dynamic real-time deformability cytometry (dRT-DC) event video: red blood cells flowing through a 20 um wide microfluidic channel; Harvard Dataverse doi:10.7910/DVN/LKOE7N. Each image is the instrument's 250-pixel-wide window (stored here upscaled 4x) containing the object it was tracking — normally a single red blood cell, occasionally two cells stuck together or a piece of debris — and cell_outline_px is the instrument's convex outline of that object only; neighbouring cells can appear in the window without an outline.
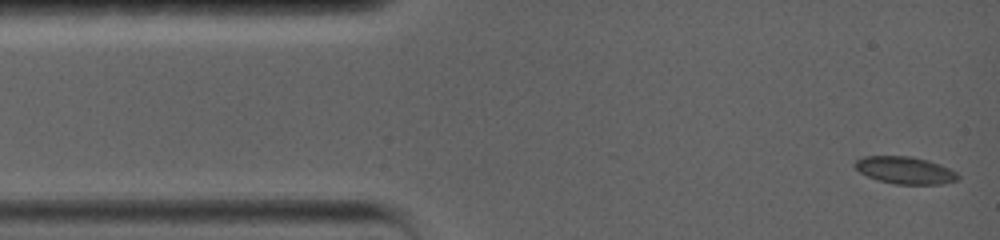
{"species": "common noctule bat (a hibernating species)", "species_latin": "Nyctalus noctula", "temperature_condition": "warm", "stored_images_in_passage": 38, "camera_frame_rate_fps": 5000, "um_per_image_px": 0.085, "animal": {"sex": "female", "body_mass_g": 19.0, "forearm_length_mm": 56.7}, "frame": {"image": 1, "passage_image": 1, "time_ms": 0.0, "image_size_px": [1000, 240], "cell_outline_px": [[960, 180], [944, 184], [896, 184], [880, 180], [868, 176], [860, 172], [852, 164], [856, 160], [864, 156], [912, 156], [928, 160], [940, 164], [956, 172], [960, 176]], "centroid_in_image_um": [76.96, 14.47], "position_along_channel_um": 8.0, "area_um2": 16.42}}
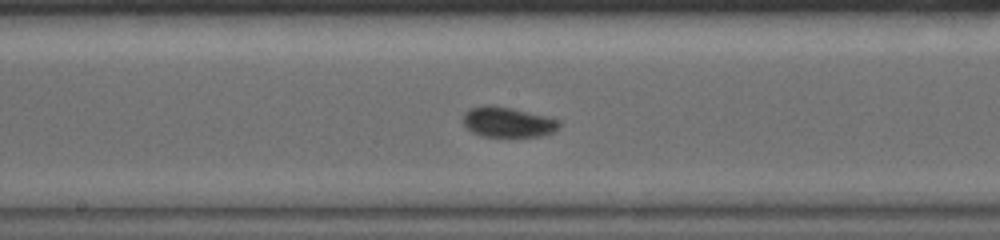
{"frame": {"image": 2, "passage_image": 17, "time_ms": 7.6, "image_size_px": [1000, 240], "cell_outline_px": [[560, 128], [544, 136], [480, 136], [472, 132], [460, 120], [464, 112], [472, 108], [484, 104], [512, 108], [548, 116], [560, 120]], "centroid_in_image_um": [43.16, 10.37], "position_along_channel_um": 205.0, "area_um2": 17.11}}
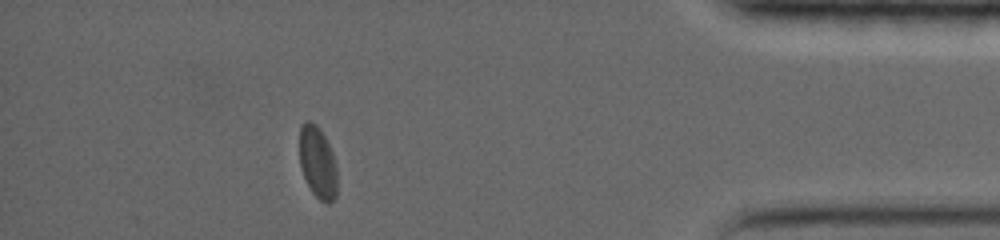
{"frame": {"image": 3, "passage_image": 33, "time_ms": 14.6, "image_size_px": [1000, 240], "cell_outline_px": [[336, 196], [328, 204], [320, 200], [312, 192], [304, 176], [300, 164], [300, 124], [304, 120], [308, 120], [316, 124], [320, 128], [332, 152], [336, 168]], "centroid_in_image_um": [26.99, 13.77], "position_along_channel_um": 408.2, "area_um2": 15.66}, "authors_computed_cell_mechanics": {"area_um2": 16.1262, "velocity_mm_per_s": 3.5717, "shape_relaxation_time_tau1_ms": 5.0518, "shape_relaxation_time_tau2_ms": 1.5872, "deformation_change_tau1": 0.1083, "deformation_change_tau2": 0.0375}}